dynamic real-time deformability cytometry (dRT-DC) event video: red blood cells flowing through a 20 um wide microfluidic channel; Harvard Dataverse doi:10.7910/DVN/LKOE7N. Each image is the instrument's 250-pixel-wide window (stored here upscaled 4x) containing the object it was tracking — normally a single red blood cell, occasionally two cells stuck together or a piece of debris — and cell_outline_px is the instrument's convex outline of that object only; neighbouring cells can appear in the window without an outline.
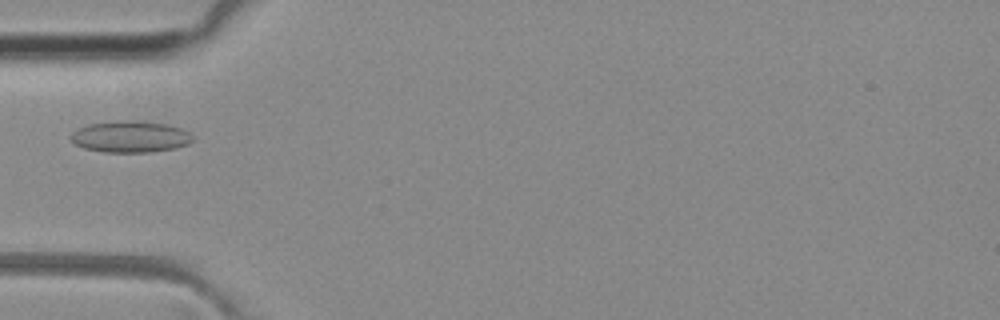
{"species": "common noctule bat (a hibernating species)", "species_latin": "Nyctalus noctula", "temperature_condition": "room temperature", "stored_images_in_passage": 30, "camera_frame_rate_fps": 3000, "um_per_image_px": 0.085, "animal": {"sex": "female", "body_mass_g": 29.2, "forearm_length_mm": 56.3}, "frame": {"image": 1, "passage_image": 1, "time_ms": 0.0, "image_size_px": [1000, 320], "cell_outline_px": [[192, 140], [188, 144], [176, 148], [148, 152], [104, 152], [84, 148], [76, 144], [68, 136], [72, 132], [88, 124], [116, 120], [132, 120], [164, 124], [180, 128], [188, 132], [192, 136]], "centroid_in_image_um": [11.04, 11.62], "position_along_channel_um": 74.0, "area_um2": 22.25}}
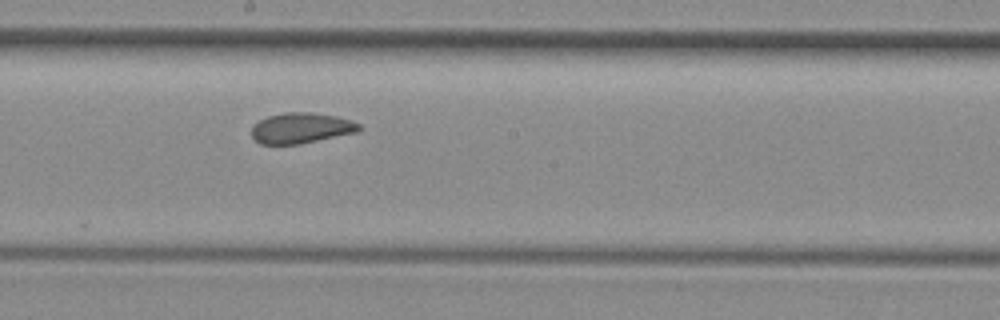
{"frame": {"image": 2, "passage_image": 12, "time_ms": 3.667, "image_size_px": [1000, 320], "cell_outline_px": [[360, 128], [356, 132], [300, 144], [260, 144], [252, 136], [252, 128], [260, 120], [268, 116], [284, 112], [312, 112], [336, 116], [352, 120], [360, 124]], "centroid_in_image_um": [25.6, 10.88], "position_along_channel_um": 222.6, "area_um2": 19.02}}
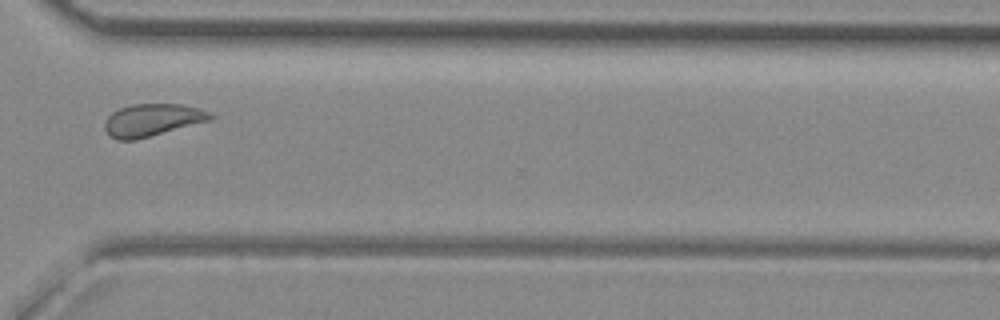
{"frame": {"image": 3, "passage_image": 22, "time_ms": 7.0, "image_size_px": [1000, 320], "cell_outline_px": [[212, 116], [208, 120], [136, 140], [116, 140], [108, 136], [104, 128], [104, 124], [108, 116], [112, 112], [120, 108], [132, 104], [180, 104], [212, 112]], "centroid_in_image_um": [12.86, 10.21], "position_along_channel_um": 357.7, "area_um2": 19.71}}